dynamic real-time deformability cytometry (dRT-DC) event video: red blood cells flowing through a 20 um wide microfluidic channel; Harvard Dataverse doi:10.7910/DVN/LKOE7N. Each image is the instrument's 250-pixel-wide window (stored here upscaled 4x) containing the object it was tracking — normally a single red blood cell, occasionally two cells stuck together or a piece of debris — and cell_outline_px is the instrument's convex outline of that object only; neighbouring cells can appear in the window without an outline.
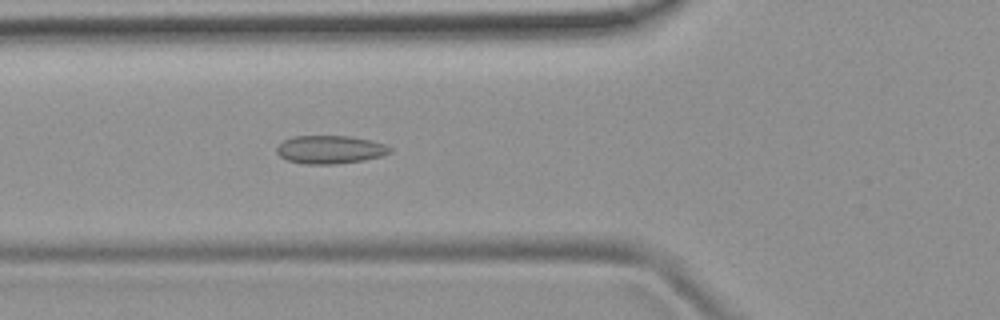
{"species": "common noctule bat (a hibernating species)", "species_latin": "Nyctalus noctula", "temperature_condition": "room temperature", "stored_images_in_passage": 47, "camera_frame_rate_fps": 3000, "um_per_image_px": 0.085, "animal": {"sex": "female", "body_mass_g": 19.9}, "frame": {"image": 1, "passage_image": 14, "time_ms": 4.333, "image_size_px": [1000, 320], "cell_outline_px": [[392, 152], [380, 156], [364, 160], [336, 164], [304, 164], [288, 160], [280, 156], [276, 152], [276, 148], [284, 140], [292, 136], [348, 136], [372, 140], [384, 144], [392, 148]], "centroid_in_image_um": [28.06, 12.71], "position_along_channel_um": 97.7, "area_um2": 18.61}}
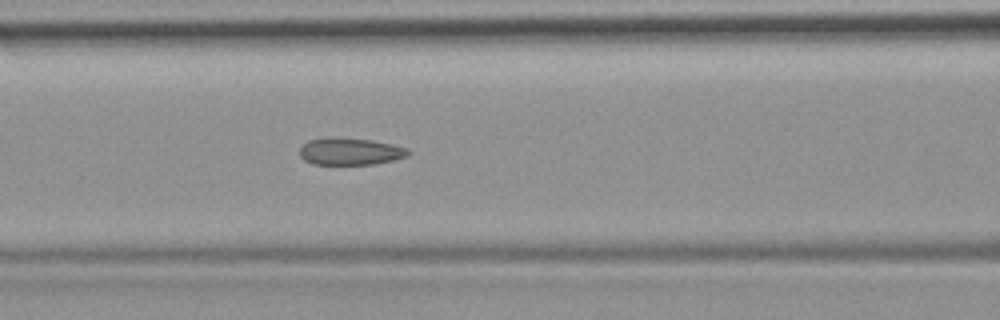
{"frame": {"image": 2, "passage_image": 17, "time_ms": 5.333, "image_size_px": [1000, 320], "cell_outline_px": [[412, 152], [408, 156], [392, 160], [372, 164], [312, 164], [304, 160], [300, 156], [300, 148], [308, 140], [328, 136], [332, 136], [372, 140], [392, 144], [408, 148]], "centroid_in_image_um": [29.76, 12.85], "position_along_channel_um": 136.8, "area_um2": 17.34}}
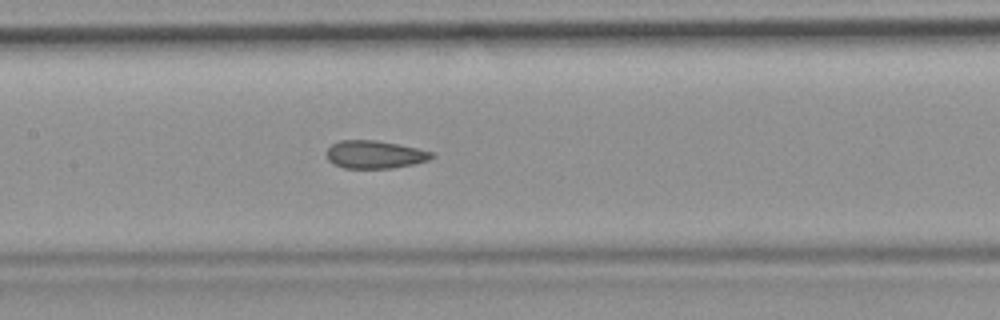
{"frame": {"image": 3, "passage_image": 20, "time_ms": 6.333, "image_size_px": [1000, 320], "cell_outline_px": [[436, 156], [428, 160], [412, 164], [392, 168], [344, 168], [332, 164], [328, 160], [324, 152], [332, 144], [340, 140], [376, 140], [436, 152]], "centroid_in_image_um": [31.83, 13.13], "position_along_channel_um": 175.6, "area_um2": 17.22}, "authors_computed_cell_mechanics": {"area_um2": 17.7446, "velocity_mm_per_s": 3.8793, "shape_relaxation_time_tau1_ms": null, "shape_relaxation_time_tau2_ms": 1.85, "deformation_change_tau1": null, "deformation_change_tau2": 0.0726}}